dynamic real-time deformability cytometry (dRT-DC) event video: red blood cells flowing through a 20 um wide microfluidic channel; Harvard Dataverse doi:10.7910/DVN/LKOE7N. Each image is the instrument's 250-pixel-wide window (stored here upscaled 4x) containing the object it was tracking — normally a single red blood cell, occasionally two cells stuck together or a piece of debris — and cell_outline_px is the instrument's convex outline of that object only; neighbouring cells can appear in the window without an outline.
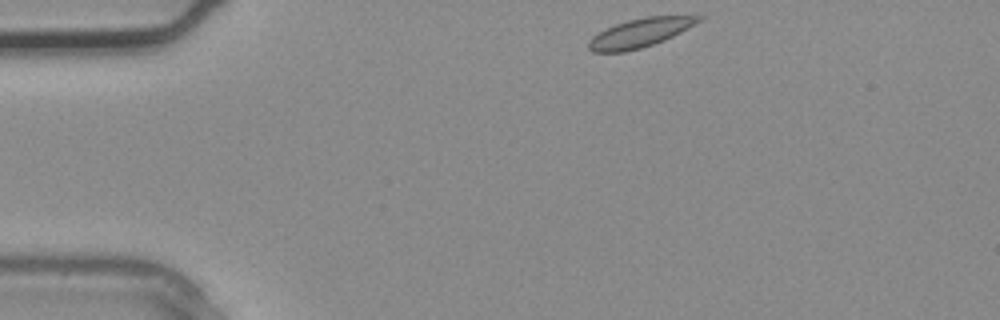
{"species": "common noctule bat (a hibernating species)", "species_latin": "Nyctalus noctula", "temperature_condition": "warm", "stored_images_in_passage": 2, "camera_frame_rate_fps": 3000, "um_per_image_px": 0.085, "animal": {"sex": "male", "body_mass_g": 20.4}, "frame": {"image": 1, "passage_image": 1, "time_ms": 0.0, "image_size_px": [1000, 320], "cell_outline_px": [[704, 16], [700, 20], [680, 32], [664, 40], [640, 48], [624, 52], [592, 52], [588, 48], [588, 40], [592, 36], [616, 24], [628, 20], [644, 16]], "centroid_in_image_um": [54.34, 2.8], "position_along_channel_um": 30.7, "area_um2": 18.09}}